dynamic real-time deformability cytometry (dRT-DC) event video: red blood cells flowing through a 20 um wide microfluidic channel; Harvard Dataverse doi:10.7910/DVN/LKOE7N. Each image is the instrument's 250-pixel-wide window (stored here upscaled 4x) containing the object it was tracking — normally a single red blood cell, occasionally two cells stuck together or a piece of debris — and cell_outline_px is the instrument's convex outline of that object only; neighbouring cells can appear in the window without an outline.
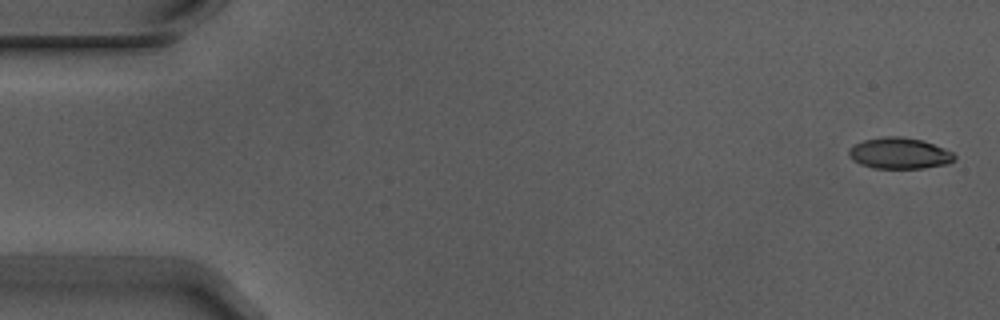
{"species": "Egyptian fruit bat (a non-hibernating species)", "species_latin": "Rousettus aegyptiacus", "temperature_condition": "warm", "stored_images_in_passage": 7, "camera_frame_rate_fps": 3000, "um_per_image_px": 0.085, "animal": {"sex": "male"}, "frame": {"image": 1, "passage_image": 1, "time_ms": 0.0, "image_size_px": [1000, 320], "cell_outline_px": [[956, 160], [948, 164], [924, 168], [872, 168], [860, 164], [852, 160], [848, 156], [848, 148], [864, 140], [884, 136], [900, 136], [924, 140], [944, 148], [952, 152], [956, 156]], "centroid_in_image_um": [76.46, 13.03], "position_along_channel_um": 8.5, "area_um2": 19.42}}
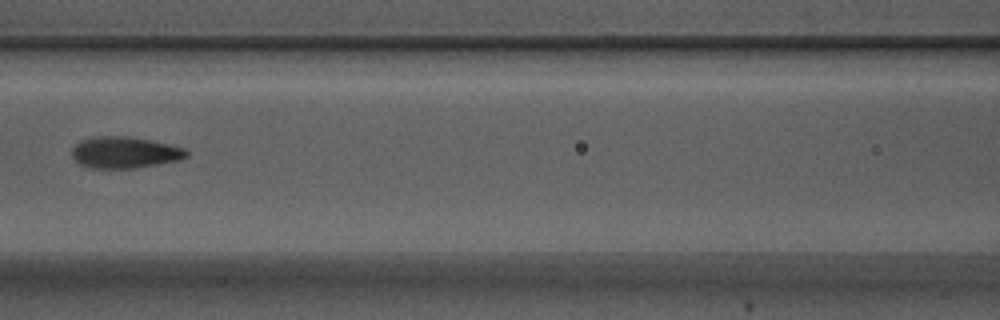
{"frame": {"image": 2, "passage_image": 7, "time_ms": 2.0, "image_size_px": [1000, 320], "cell_outline_px": [[188, 156], [180, 160], [136, 168], [88, 168], [80, 164], [72, 156], [72, 148], [80, 140], [92, 136], [124, 136], [152, 140], [184, 148], [188, 152]], "centroid_in_image_um": [10.59, 12.96], "position_along_channel_um": 156.0, "area_um2": 21.1}}